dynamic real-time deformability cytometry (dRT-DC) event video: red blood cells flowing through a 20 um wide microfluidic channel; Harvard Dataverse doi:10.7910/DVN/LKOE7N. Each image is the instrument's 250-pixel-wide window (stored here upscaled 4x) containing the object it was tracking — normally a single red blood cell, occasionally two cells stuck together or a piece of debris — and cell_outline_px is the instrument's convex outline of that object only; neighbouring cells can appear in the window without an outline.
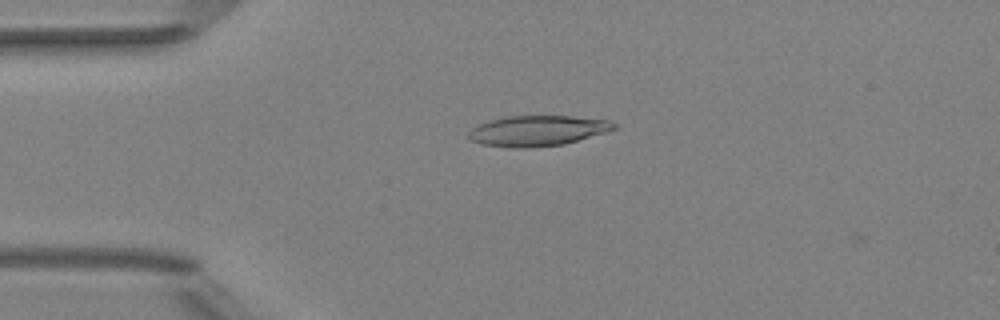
{"species": "Egyptian fruit bat (a non-hibernating species)", "species_latin": "Rousettus aegyptiacus", "temperature_condition": "room temperature", "stored_images_in_passage": 51, "camera_frame_rate_fps": 3000, "um_per_image_px": 0.085, "animal": {"sex": "female"}, "frame": {"image": 1, "passage_image": 12, "time_ms": 3.667, "image_size_px": [1000, 320], "cell_outline_px": [[616, 128], [608, 132], [564, 144], [528, 148], [512, 148], [480, 144], [472, 140], [468, 136], [468, 132], [472, 128], [480, 124], [504, 116], [572, 116], [608, 120], [616, 124]], "centroid_in_image_um": [45.7, 11.12], "position_along_channel_um": 39.3, "area_um2": 25.84}}
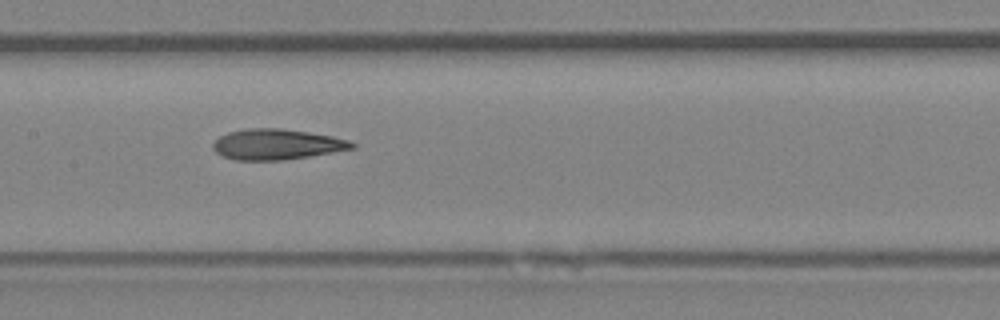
{"frame": {"image": 2, "passage_image": 25, "time_ms": 8.0, "image_size_px": [1000, 320], "cell_outline_px": [[356, 148], [284, 160], [236, 160], [224, 156], [216, 152], [212, 148], [212, 144], [220, 136], [228, 132], [248, 128], [280, 128], [308, 132], [332, 136], [348, 140], [356, 144]], "centroid_in_image_um": [23.52, 12.26], "position_along_channel_um": 183.9, "area_um2": 24.62}}
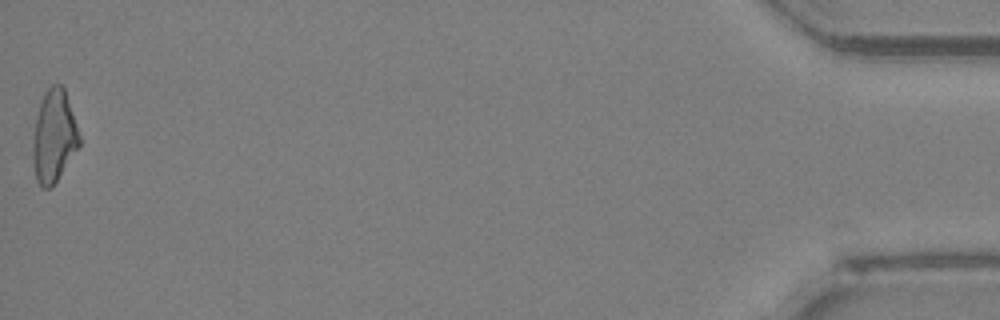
{"frame": {"image": 3, "passage_image": 51, "time_ms": 16.667, "image_size_px": [1000, 320], "cell_outline_px": [[80, 144], [52, 188], [40, 188], [36, 180], [32, 156], [32, 148], [36, 116], [44, 92], [52, 84], [60, 84], [64, 88], [80, 136]], "centroid_in_image_um": [4.56, 11.61], "position_along_channel_um": 430.6, "area_um2": 24.85}, "authors_computed_cell_mechanics": {"area_um2": 24.9696, "velocity_mm_per_s": 4.0069, "shape_relaxation_time_tau1_ms": 8.0113, "shape_relaxation_time_tau2_ms": 3.6871, "deformation_change_tau1": 0.2225, "deformation_change_tau2": 0.1306}}